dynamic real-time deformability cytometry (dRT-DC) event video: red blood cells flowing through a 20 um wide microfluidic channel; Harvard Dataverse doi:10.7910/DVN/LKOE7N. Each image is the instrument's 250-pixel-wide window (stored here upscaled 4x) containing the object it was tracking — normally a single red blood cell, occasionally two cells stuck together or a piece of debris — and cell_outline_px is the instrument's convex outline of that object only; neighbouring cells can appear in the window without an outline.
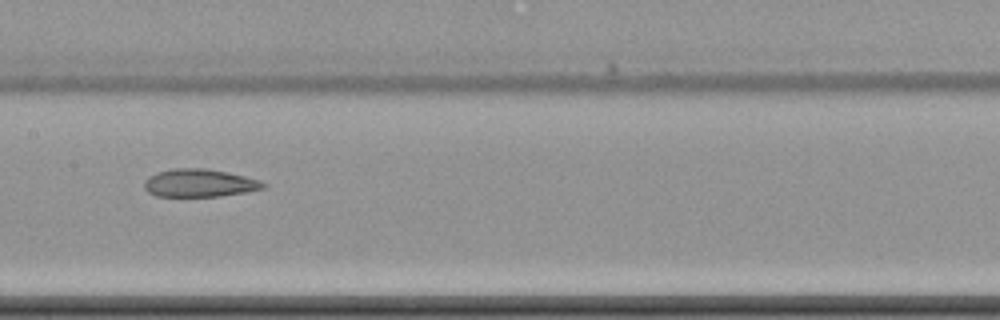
{"species": "common noctule bat (a hibernating species)", "species_latin": "Nyctalus noctula", "temperature_condition": "cold", "stored_images_in_passage": 11, "camera_frame_rate_fps": 3000, "um_per_image_px": 0.085, "animal": {"sex": "female", "body_mass_g": 22.7, "forearm_length_mm": 54.2}, "frame": {"image": 1, "passage_image": 4, "time_ms": 3.333, "image_size_px": [1000, 320], "cell_outline_px": [[268, 184], [264, 188], [244, 192], [220, 196], [156, 196], [148, 192], [144, 188], [144, 180], [148, 176], [156, 172], [172, 168], [208, 168], [244, 176], [260, 180]], "centroid_in_image_um": [16.92, 15.55], "position_along_channel_um": 190.5, "area_um2": 19.42}}
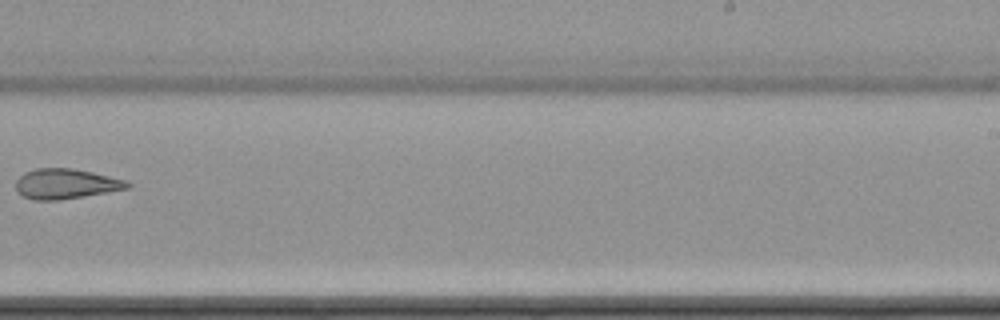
{"frame": {"image": 2, "passage_image": 6, "time_ms": 6.0, "image_size_px": [1000, 320], "cell_outline_px": [[132, 188], [60, 200], [32, 200], [24, 196], [16, 188], [16, 180], [24, 172], [36, 168], [72, 168], [92, 172], [124, 180], [132, 184]], "centroid_in_image_um": [5.61, 15.62], "position_along_channel_um": 283.4, "area_um2": 19.54}}
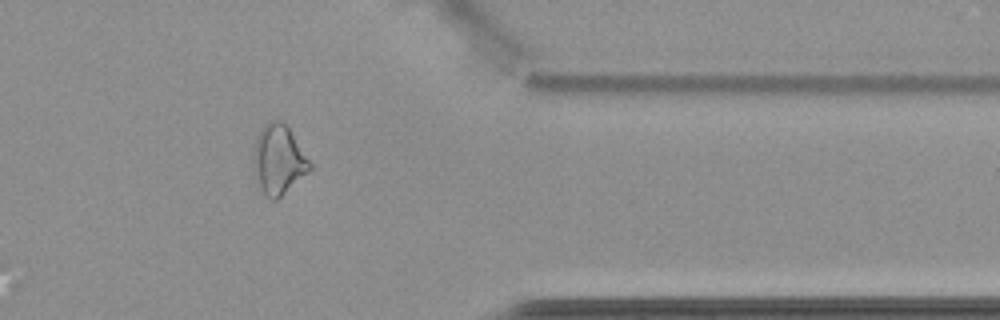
{"frame": {"image": 3, "passage_image": 9, "time_ms": 9.333, "image_size_px": [1000, 320], "cell_outline_px": [[312, 172], [276, 200], [272, 200], [260, 188], [252, 168], [252, 152], [256, 136], [260, 128], [268, 120], [280, 120], [288, 124], [312, 164]], "centroid_in_image_um": [23.69, 13.54], "position_along_channel_um": 387.7, "area_um2": 23.7}}